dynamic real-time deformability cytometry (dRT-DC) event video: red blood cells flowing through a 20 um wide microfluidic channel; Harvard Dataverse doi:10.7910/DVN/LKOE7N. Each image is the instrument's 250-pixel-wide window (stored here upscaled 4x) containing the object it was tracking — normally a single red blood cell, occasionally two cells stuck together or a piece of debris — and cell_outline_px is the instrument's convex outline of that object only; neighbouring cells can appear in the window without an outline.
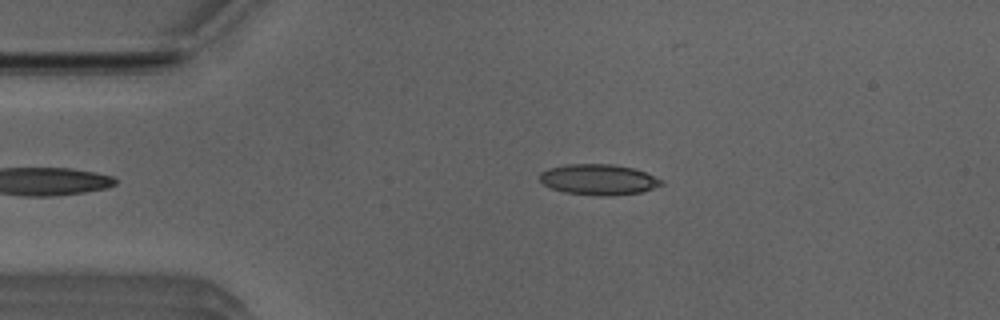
{"species": "Egyptian fruit bat (a non-hibernating species)", "species_latin": "Rousettus aegyptiacus", "temperature_condition": "room temperature", "stored_images_in_passage": 40, "camera_frame_rate_fps": 3000, "um_per_image_px": 0.085, "animal": {"sex": "male"}, "frame": {"image": 1, "passage_image": 4, "time_ms": 1.0, "image_size_px": [1000, 320], "cell_outline_px": [[664, 184], [640, 192], [604, 196], [600, 196], [564, 192], [552, 188], [544, 184], [540, 180], [540, 172], [548, 168], [568, 164], [612, 164], [632, 168], [644, 172], [664, 180]], "centroid_in_image_um": [50.87, 15.25], "position_along_channel_um": 34.1, "area_um2": 21.56}}
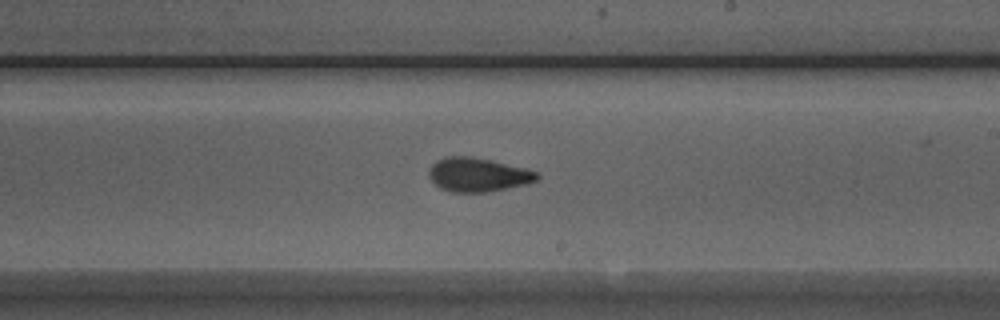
{"frame": {"image": 2, "passage_image": 23, "time_ms": 7.333, "image_size_px": [1000, 320], "cell_outline_px": [[540, 176], [536, 180], [528, 184], [488, 192], [452, 192], [440, 188], [428, 176], [428, 172], [432, 164], [436, 160], [444, 156], [468, 156], [488, 160], [524, 168], [536, 172]], "centroid_in_image_um": [40.59, 14.86], "position_along_channel_um": 248.4, "area_um2": 21.21}}
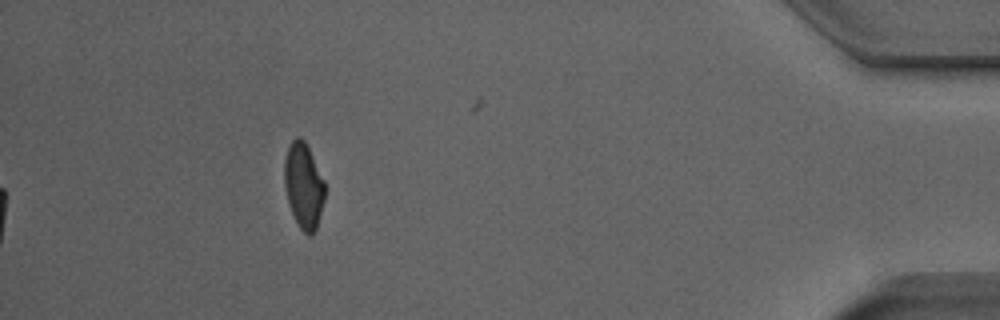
{"frame": {"image": 3, "passage_image": 40, "time_ms": 13.0, "image_size_px": [1000, 320], "cell_outline_px": [[324, 200], [316, 228], [312, 236], [308, 236], [300, 228], [292, 212], [288, 200], [284, 184], [284, 164], [288, 148], [292, 140], [296, 136], [300, 136], [304, 140], [324, 180]], "centroid_in_image_um": [25.8, 15.78], "position_along_channel_um": 409.4, "area_um2": 19.83}, "authors_computed_cell_mechanics": {"area_um2": 21.2993, "velocity_mm_per_s": 3.9438, "shape_relaxation_time_tau1_ms": 4.7686, "shape_relaxation_time_tau2_ms": 1.6356, "deformation_change_tau1": 0.1501, "deformation_change_tau2": 0.073}}